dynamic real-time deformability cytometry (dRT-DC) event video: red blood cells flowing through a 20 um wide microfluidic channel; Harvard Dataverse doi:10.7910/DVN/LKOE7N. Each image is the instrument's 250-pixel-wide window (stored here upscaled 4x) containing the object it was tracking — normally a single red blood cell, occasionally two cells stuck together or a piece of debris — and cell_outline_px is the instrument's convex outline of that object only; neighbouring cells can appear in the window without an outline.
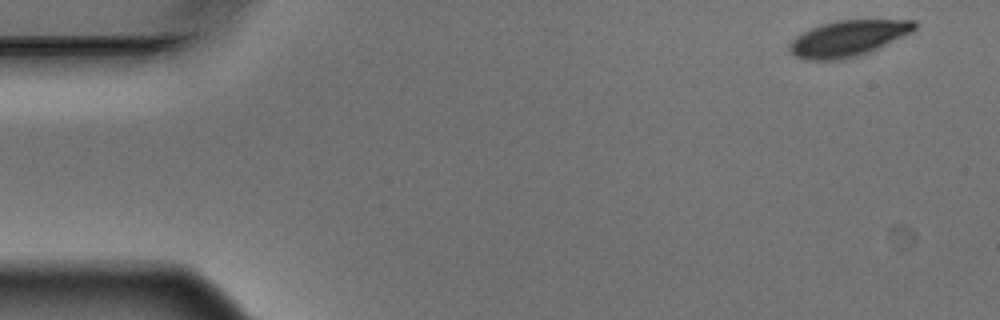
{"species": "Egyptian fruit bat (a non-hibernating species)", "species_latin": "Rousettus aegyptiacus", "temperature_condition": "warm", "stored_images_in_passage": 6, "camera_frame_rate_fps": 3000, "um_per_image_px": 0.085, "animal": {"sex": "male"}, "frame": {"image": 1, "passage_image": 1, "time_ms": 0.0, "image_size_px": [1000, 320], "cell_outline_px": [[916, 28], [912, 32], [868, 52], [856, 56], [840, 60], [804, 60], [796, 56], [788, 48], [788, 44], [796, 36], [812, 28], [836, 20], [916, 20]], "centroid_in_image_um": [72.07, 3.26], "position_along_channel_um": 12.9, "area_um2": 25.84}}
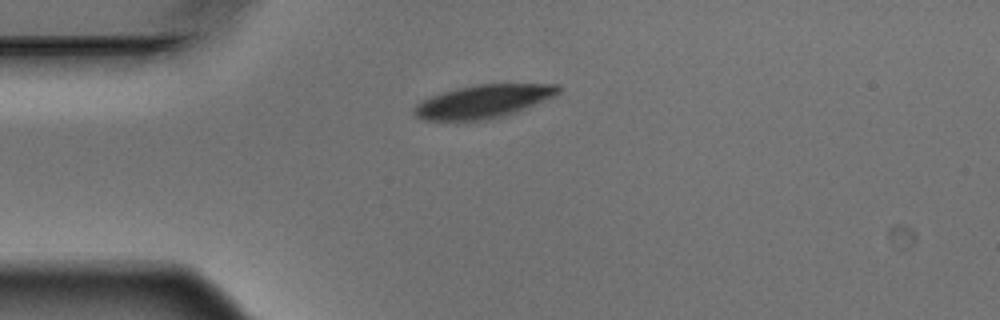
{"frame": {"image": 2, "passage_image": 4, "time_ms": 1.0, "image_size_px": [1000, 320], "cell_outline_px": [[560, 92], [556, 96], [516, 112], [484, 120], [424, 120], [416, 116], [412, 112], [412, 108], [420, 100], [444, 92], [476, 84], [560, 84]], "centroid_in_image_um": [41.09, 8.62], "position_along_channel_um": 43.9, "area_um2": 27.74}}
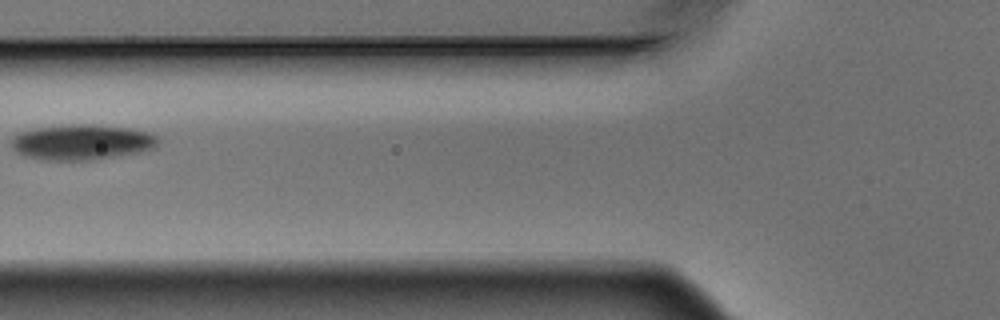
{"frame": {"image": 3, "passage_image": 6, "time_ms": 1.667, "image_size_px": [1000, 320], "cell_outline_px": [[160, 140], [156, 148], [140, 152], [120, 156], [96, 160], [40, 160], [24, 156], [16, 152], [12, 148], [12, 140], [20, 132], [36, 128], [60, 124], [96, 124], [132, 128], [148, 132], [156, 136]], "centroid_in_image_um": [6.99, 12.08], "position_along_channel_um": 118.8, "area_um2": 30.87}}